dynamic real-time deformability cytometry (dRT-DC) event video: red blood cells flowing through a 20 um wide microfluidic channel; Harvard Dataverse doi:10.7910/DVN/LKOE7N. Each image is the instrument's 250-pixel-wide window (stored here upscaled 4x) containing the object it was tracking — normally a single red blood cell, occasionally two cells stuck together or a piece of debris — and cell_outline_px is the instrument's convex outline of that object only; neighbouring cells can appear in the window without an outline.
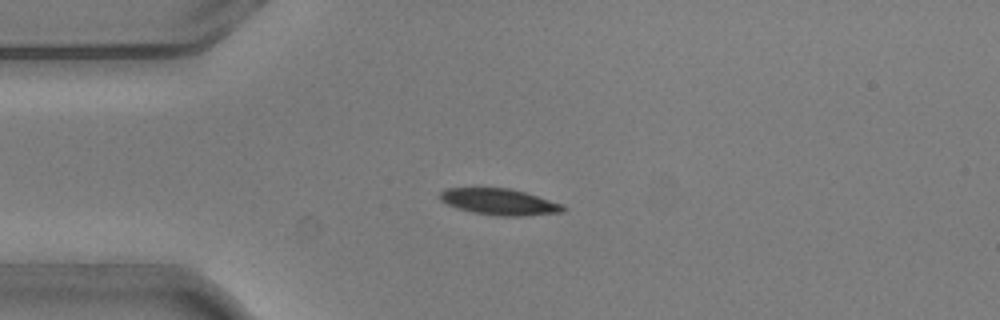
{"species": "common noctule bat (a hibernating species)", "species_latin": "Nyctalus noctula", "temperature_condition": "warm", "stored_images_in_passage": 2, "camera_frame_rate_fps": 3000, "um_per_image_px": 0.085, "animal": {"sex": "male", "body_mass_g": 20.5, "forearm_length_mm": 52.5}, "frame": {"image": 1, "passage_image": 1, "time_ms": 0.0, "image_size_px": [1000, 320], "cell_outline_px": [[568, 208], [564, 212], [524, 216], [500, 216], [472, 212], [448, 204], [440, 200], [440, 192], [448, 188], [508, 188], [524, 192], [564, 204]], "centroid_in_image_um": [42.51, 17.16], "position_along_channel_um": 42.5, "area_um2": 18.79}}